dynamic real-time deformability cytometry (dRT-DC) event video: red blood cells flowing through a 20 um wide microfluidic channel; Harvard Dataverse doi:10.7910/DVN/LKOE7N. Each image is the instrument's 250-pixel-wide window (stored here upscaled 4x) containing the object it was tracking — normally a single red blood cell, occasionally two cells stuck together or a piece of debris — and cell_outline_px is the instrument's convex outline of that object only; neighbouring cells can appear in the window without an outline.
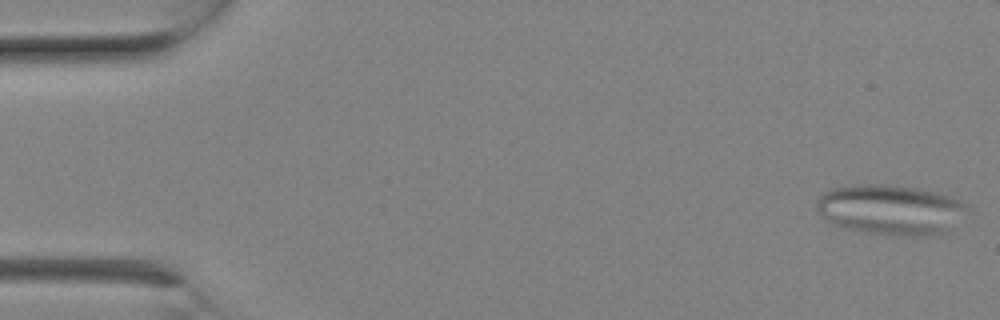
{"species": "Egyptian fruit bat (a non-hibernating species)", "species_latin": "Rousettus aegyptiacus", "temperature_condition": "room temperature", "stored_images_in_passage": 10, "camera_frame_rate_fps": 3000, "um_per_image_px": 0.085, "animal": {"sex": "female"}, "frame": {"image": 1, "passage_image": 1, "time_ms": 0.0, "image_size_px": [1000, 320], "cell_outline_px": [[968, 208], [952, 232], [936, 236], [888, 236], [860, 232], [844, 228], [824, 220], [816, 208], [816, 200], [828, 188], [852, 184], [888, 184], [916, 188], [940, 192], [960, 200]], "centroid_in_image_um": [75.71, 17.85], "position_along_channel_um": 9.3, "area_um2": 45.37}}